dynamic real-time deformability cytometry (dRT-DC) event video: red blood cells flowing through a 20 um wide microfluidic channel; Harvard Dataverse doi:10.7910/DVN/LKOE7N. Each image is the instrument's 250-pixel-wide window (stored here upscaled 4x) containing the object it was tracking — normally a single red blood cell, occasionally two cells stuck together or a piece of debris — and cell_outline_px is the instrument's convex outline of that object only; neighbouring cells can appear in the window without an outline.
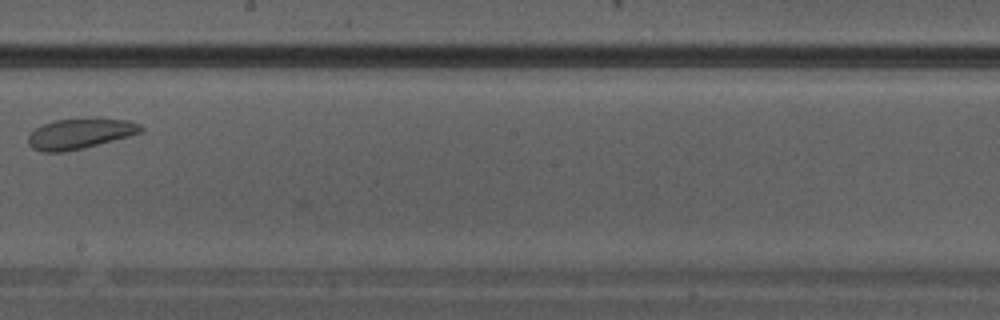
{"species": "Egyptian fruit bat (a non-hibernating species)", "species_latin": "Rousettus aegyptiacus", "temperature_condition": "warm", "stored_images_in_passage": 16, "camera_frame_rate_fps": 3000, "um_per_image_px": 0.085, "animal": {"sex": "male"}, "frame": {"image": 1, "passage_image": 9, "time_ms": 2.667, "image_size_px": [1000, 320], "cell_outline_px": [[144, 128], [140, 132], [128, 136], [84, 148], [64, 152], [40, 152], [32, 148], [28, 144], [28, 136], [36, 128], [44, 124], [56, 120], [96, 116], [100, 116], [128, 120], [140, 124]], "centroid_in_image_um": [6.81, 11.33], "position_along_channel_um": 241.4, "area_um2": 20.4}}